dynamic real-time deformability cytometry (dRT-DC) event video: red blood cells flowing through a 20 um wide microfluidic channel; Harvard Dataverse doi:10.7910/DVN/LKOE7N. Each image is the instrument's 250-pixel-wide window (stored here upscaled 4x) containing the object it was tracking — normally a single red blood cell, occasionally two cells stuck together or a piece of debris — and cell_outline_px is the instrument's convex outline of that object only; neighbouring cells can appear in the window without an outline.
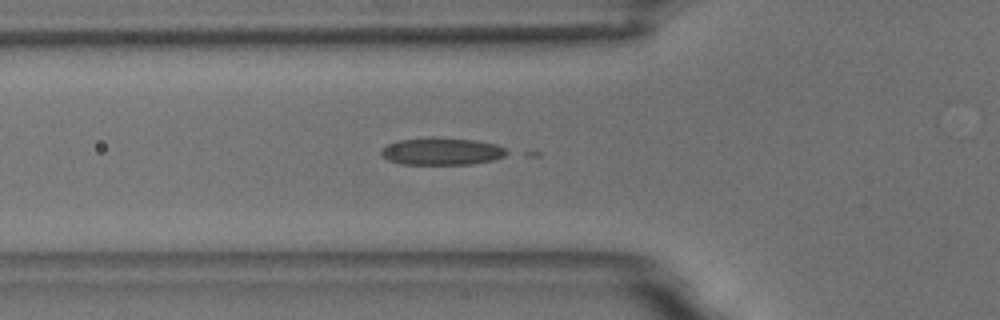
{"species": "common noctule bat (a hibernating species)", "species_latin": "Nyctalus noctula", "temperature_condition": "room temperature", "stored_images_in_passage": 49, "camera_frame_rate_fps": 3000, "um_per_image_px": 0.085, "animal": {"sex": "male", "body_mass_g": 18.8}, "frame": {"image": 1, "passage_image": 19, "time_ms": 6.0, "image_size_px": [1000, 320], "cell_outline_px": [[512, 152], [504, 156], [492, 160], [472, 164], [400, 164], [388, 160], [380, 152], [388, 144], [396, 140], [432, 136], [476, 140], [496, 144]], "centroid_in_image_um": [37.57, 12.85], "position_along_channel_um": 88.2, "area_um2": 20.23}}
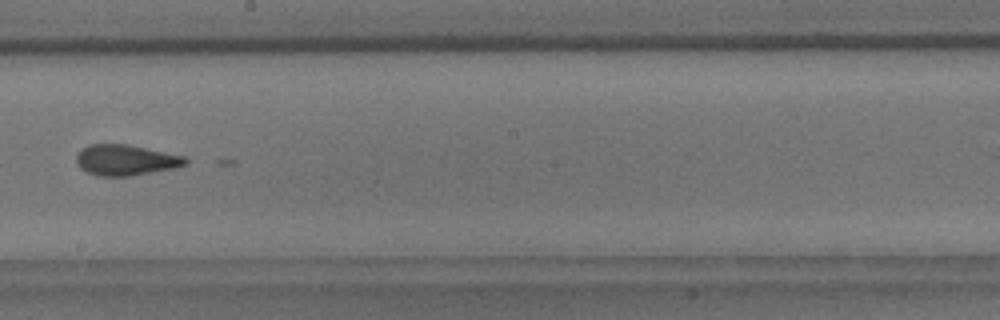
{"frame": {"image": 2, "passage_image": 31, "time_ms": 10.0, "image_size_px": [1000, 320], "cell_outline_px": [[188, 164], [176, 168], [132, 176], [96, 176], [80, 168], [76, 160], [76, 156], [80, 148], [88, 144], [124, 144], [184, 156], [188, 160]], "centroid_in_image_um": [10.67, 13.61], "position_along_channel_um": 237.5, "area_um2": 19.59}}
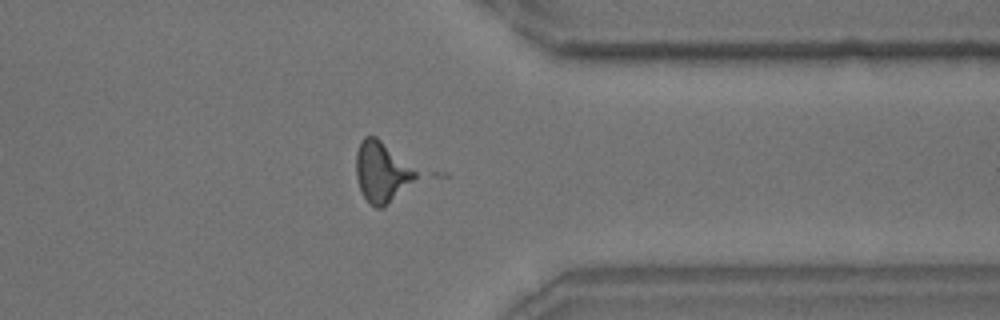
{"frame": {"image": 3, "passage_image": 43, "time_ms": 14.0, "image_size_px": [1000, 320], "cell_outline_px": [[420, 176], [384, 208], [376, 208], [368, 204], [360, 188], [356, 176], [356, 152], [360, 140], [364, 136], [376, 136], [416, 172]], "centroid_in_image_um": [32.41, 14.65], "position_along_channel_um": 379.0, "area_um2": 20.92}}